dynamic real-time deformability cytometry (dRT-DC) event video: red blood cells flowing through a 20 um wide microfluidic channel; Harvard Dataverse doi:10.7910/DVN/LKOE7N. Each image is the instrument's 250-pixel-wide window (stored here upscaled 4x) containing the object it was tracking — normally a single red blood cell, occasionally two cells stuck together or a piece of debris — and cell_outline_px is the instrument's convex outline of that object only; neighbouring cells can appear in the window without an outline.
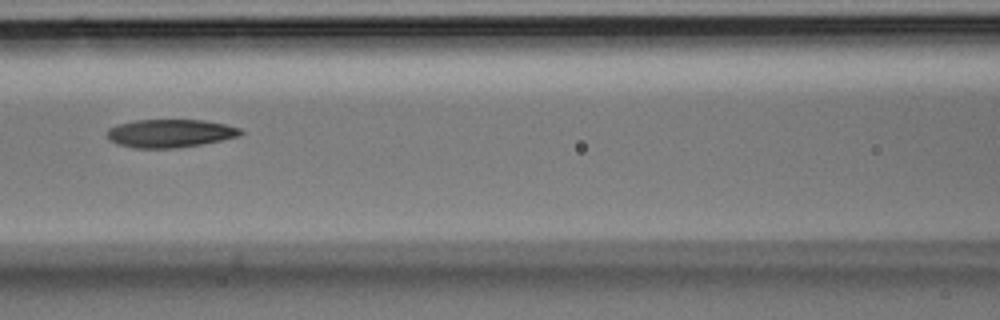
{"species": "Egyptian fruit bat (a non-hibernating species)", "species_latin": "Rousettus aegyptiacus", "temperature_condition": "room temperature", "stored_images_in_passage": 5, "camera_frame_rate_fps": 3000, "um_per_image_px": 0.085, "animal": {"sex": "male"}, "frame": {"image": 1, "passage_image": 5, "time_ms": 1.333, "image_size_px": [1000, 320], "cell_outline_px": [[244, 132], [240, 136], [200, 144], [176, 148], [132, 148], [116, 144], [108, 140], [108, 128], [120, 124], [136, 120], [204, 120], [224, 124], [240, 128]], "centroid_in_image_um": [14.44, 11.34], "position_along_channel_um": 152.2, "area_um2": 21.85}}